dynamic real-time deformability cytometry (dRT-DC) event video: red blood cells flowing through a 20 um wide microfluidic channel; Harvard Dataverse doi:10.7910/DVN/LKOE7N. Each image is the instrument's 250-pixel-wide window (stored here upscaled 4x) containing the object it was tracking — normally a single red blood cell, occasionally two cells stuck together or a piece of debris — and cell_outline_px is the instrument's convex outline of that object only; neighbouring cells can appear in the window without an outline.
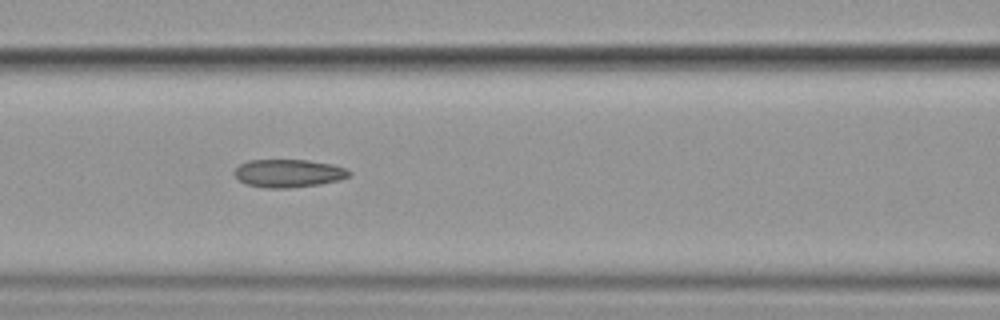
{"species": "common noctule bat (a hibernating species)", "species_latin": "Nyctalus noctula", "temperature_condition": "cold", "stored_images_in_passage": 11, "camera_frame_rate_fps": 3000, "um_per_image_px": 0.085, "animal": {"sex": "female", "body_mass_g": 19.9}, "frame": {"image": 1, "passage_image": 7, "time_ms": 8.0, "image_size_px": [1000, 320], "cell_outline_px": [[352, 172], [348, 176], [340, 180], [320, 184], [288, 188], [268, 188], [244, 184], [232, 172], [240, 164], [248, 160], [308, 160], [332, 164], [348, 168]], "centroid_in_image_um": [24.53, 14.72], "position_along_channel_um": 142.1, "area_um2": 18.84}}
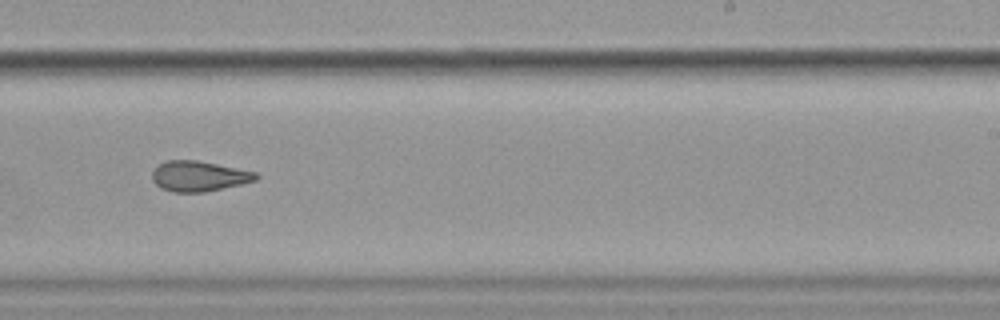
{"frame": {"image": 2, "passage_image": 10, "time_ms": 11.667, "image_size_px": [1000, 320], "cell_outline_px": [[260, 176], [256, 180], [240, 184], [204, 192], [172, 192], [160, 188], [152, 180], [152, 172], [160, 164], [168, 160], [196, 160], [256, 172]], "centroid_in_image_um": [16.89, 14.98], "position_along_channel_um": 272.1, "area_um2": 18.15}}
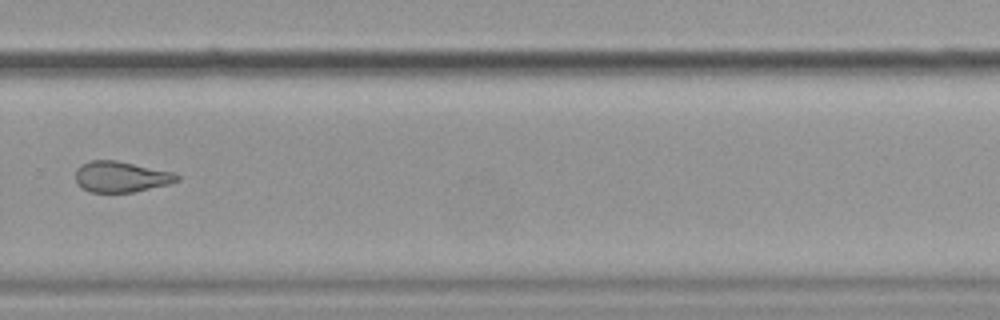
{"frame": {"image": 3, "passage_image": 11, "time_ms": 13.0, "image_size_px": [1000, 320], "cell_outline_px": [[180, 180], [168, 184], [132, 192], [88, 192], [80, 188], [76, 184], [76, 168], [80, 164], [88, 160], [116, 160], [172, 172], [180, 176]], "centroid_in_image_um": [10.22, 15.02], "position_along_channel_um": 319.6, "area_um2": 18.32}}